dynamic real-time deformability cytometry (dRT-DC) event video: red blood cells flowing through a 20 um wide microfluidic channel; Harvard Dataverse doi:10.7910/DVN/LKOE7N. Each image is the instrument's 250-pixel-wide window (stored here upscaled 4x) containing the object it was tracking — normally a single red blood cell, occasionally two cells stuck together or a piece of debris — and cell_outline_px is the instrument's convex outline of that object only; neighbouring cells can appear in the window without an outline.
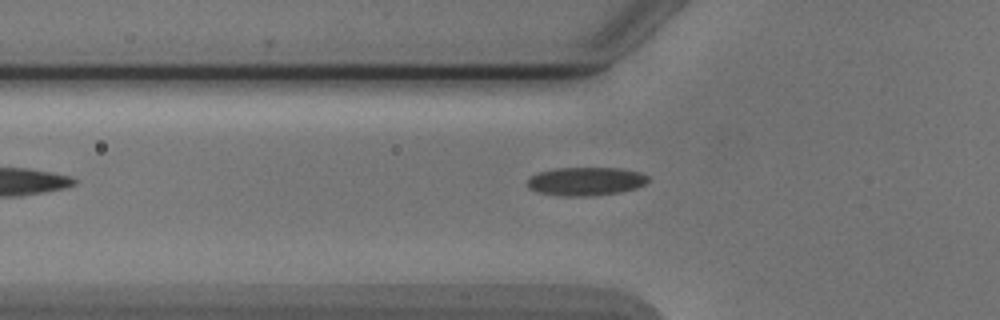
{"species": "Egyptian fruit bat (a non-hibernating species)", "species_latin": "Rousettus aegyptiacus", "temperature_condition": "cold", "stored_images_in_passage": 4, "camera_frame_rate_fps": 3000, "um_per_image_px": 0.085, "animal": {"sex": "male"}, "frame": {"image": 1, "passage_image": 3, "time_ms": 2.333, "image_size_px": [1000, 320], "cell_outline_px": [[648, 180], [644, 184], [636, 188], [620, 192], [592, 196], [556, 196], [536, 192], [528, 188], [528, 180], [532, 176], [540, 172], [556, 168], [620, 168], [640, 172], [648, 176]], "centroid_in_image_um": [49.78, 15.42], "position_along_channel_um": 76.0, "area_um2": 20.06}}
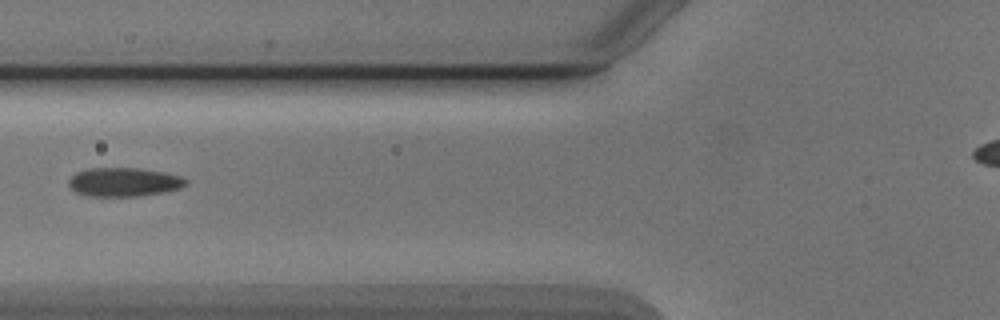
{"frame": {"image": 2, "passage_image": 4, "time_ms": 3.333, "image_size_px": [1000, 320], "cell_outline_px": [[188, 180], [180, 188], [164, 192], [140, 196], [88, 196], [76, 192], [68, 184], [68, 180], [76, 172], [88, 168], [140, 168], [164, 172], [180, 176]], "centroid_in_image_um": [10.52, 15.47], "position_along_channel_um": 115.3, "area_um2": 19.65}}